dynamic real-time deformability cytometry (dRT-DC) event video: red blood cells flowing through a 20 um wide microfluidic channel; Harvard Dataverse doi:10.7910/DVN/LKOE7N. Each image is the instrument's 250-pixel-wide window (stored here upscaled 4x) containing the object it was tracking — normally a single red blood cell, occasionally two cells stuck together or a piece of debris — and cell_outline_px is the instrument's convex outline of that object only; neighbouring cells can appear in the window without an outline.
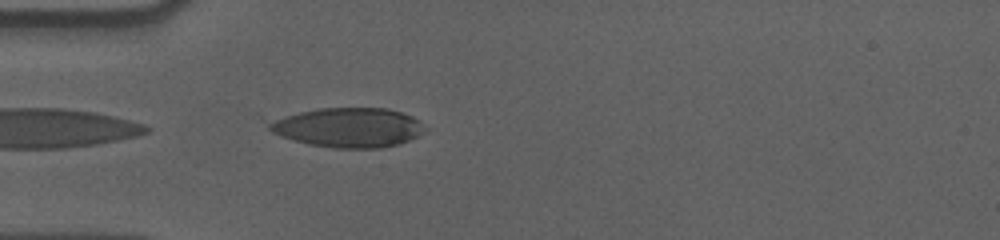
{"species": "human", "species_latin": "Homo sapiens", "temperature_condition": "cold", "stored_images_in_passage": 15, "camera_frame_rate_fps": 3000, "um_per_image_px": 0.085, "donor": {"sex": "male"}, "frame": {"image": 1, "passage_image": 1, "time_ms": 0.0, "image_size_px": [1000, 240], "cell_outline_px": [[428, 128], [424, 132], [400, 144], [380, 148], [332, 148], [308, 144], [280, 136], [272, 132], [268, 128], [268, 120], [316, 108], [388, 108], [412, 116]], "centroid_in_image_um": [29.6, 10.84], "position_along_channel_um": 55.4, "area_um2": 36.01}}
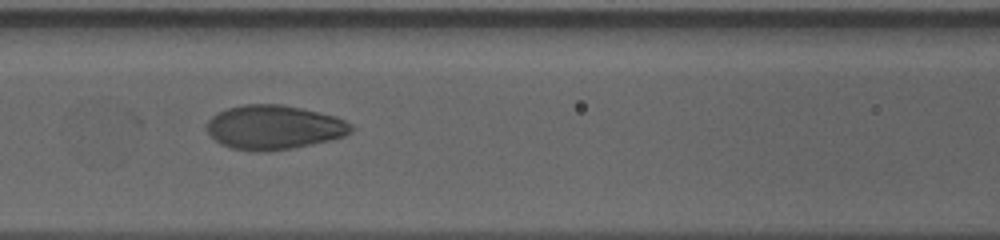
{"frame": {"image": 2, "passage_image": 9, "time_ms": 2.667, "image_size_px": [1000, 240], "cell_outline_px": [[352, 132], [344, 136], [328, 140], [292, 148], [264, 152], [256, 152], [232, 148], [220, 144], [208, 132], [208, 120], [212, 116], [228, 108], [244, 104], [280, 104], [300, 108], [336, 116], [352, 124]], "centroid_in_image_um": [23.29, 10.82], "position_along_channel_um": 143.3, "area_um2": 36.93}}
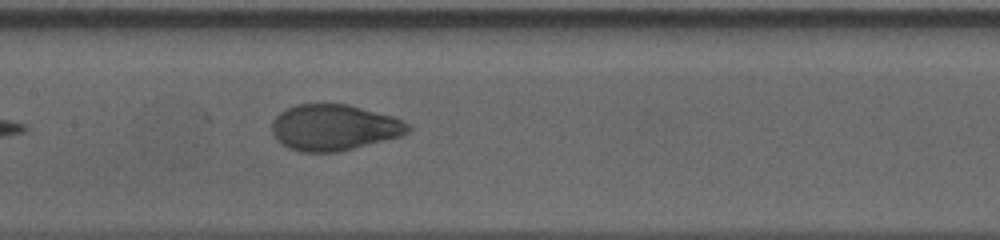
{"frame": {"image": 3, "passage_image": 12, "time_ms": 3.667, "image_size_px": [1000, 240], "cell_outline_px": [[412, 128], [408, 132], [400, 136], [340, 152], [300, 152], [288, 148], [280, 144], [276, 140], [272, 132], [272, 120], [280, 112], [296, 104], [348, 104], [392, 116], [404, 120], [412, 124]], "centroid_in_image_um": [28.39, 10.84], "position_along_channel_um": 179.0, "area_um2": 36.82}}